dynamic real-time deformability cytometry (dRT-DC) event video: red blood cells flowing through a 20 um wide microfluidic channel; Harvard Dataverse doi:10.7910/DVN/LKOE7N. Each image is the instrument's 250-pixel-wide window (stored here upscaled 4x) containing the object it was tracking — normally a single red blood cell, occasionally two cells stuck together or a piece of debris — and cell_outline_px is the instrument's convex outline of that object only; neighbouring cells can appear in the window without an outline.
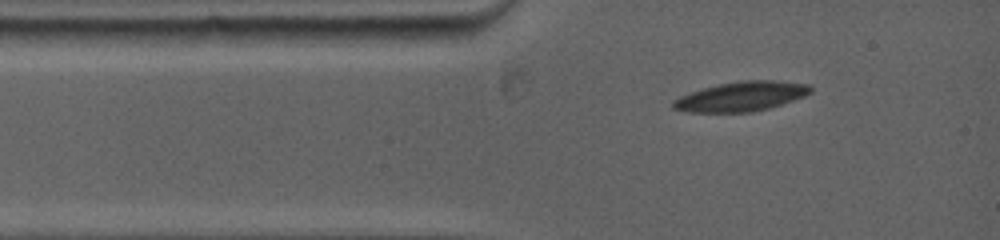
{"species": "common noctule bat (a hibernating species)", "species_latin": "Nyctalus noctula", "temperature_condition": "warm", "stored_images_in_passage": 9, "camera_frame_rate_fps": 5000, "um_per_image_px": 0.085, "animal": {"sex": "female", "body_mass_g": 19.0, "forearm_length_mm": 53.3}, "frame": {"image": 1, "passage_image": 1, "time_ms": 0.0, "image_size_px": [1000, 240], "cell_outline_px": [[812, 92], [804, 96], [768, 108], [752, 112], [688, 112], [672, 108], [672, 100], [680, 96], [704, 88], [736, 80], [772, 80], [808, 84], [812, 88]], "centroid_in_image_um": [62.99, 8.19], "position_along_channel_um": 22.0, "area_um2": 23.52}}